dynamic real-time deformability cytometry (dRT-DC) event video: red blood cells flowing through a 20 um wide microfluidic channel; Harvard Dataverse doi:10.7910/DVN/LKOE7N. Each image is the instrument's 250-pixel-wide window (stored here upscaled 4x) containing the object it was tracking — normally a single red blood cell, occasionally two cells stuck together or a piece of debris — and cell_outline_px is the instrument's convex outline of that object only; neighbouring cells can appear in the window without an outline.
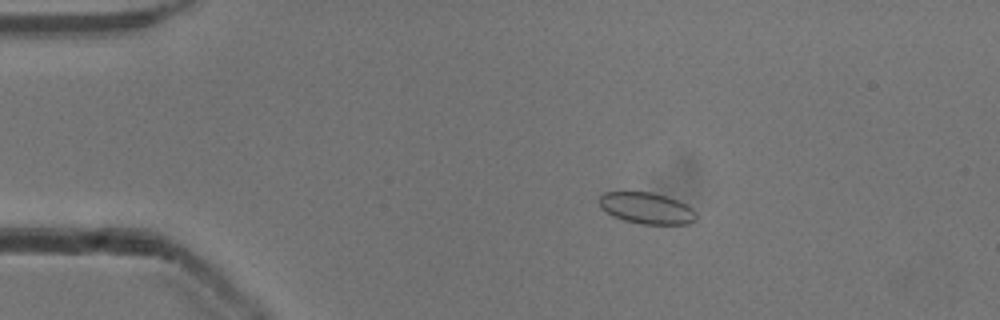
{"species": "common noctule bat (a hibernating species)", "species_latin": "Nyctalus noctula", "temperature_condition": "cold", "stored_images_in_passage": 54, "camera_frame_rate_fps": 3000, "um_per_image_px": 0.085, "animal": {"sex": "male", "body_mass_g": 13.3}, "frame": {"image": 1, "passage_image": 11, "time_ms": 3.333, "image_size_px": [1000, 320], "cell_outline_px": [[696, 220], [692, 224], [640, 224], [624, 220], [612, 216], [600, 208], [600, 196], [604, 192], [652, 192], [676, 200], [692, 208], [696, 212]], "centroid_in_image_um": [54.96, 17.71], "position_along_channel_um": 30.0, "area_um2": 17.69}}
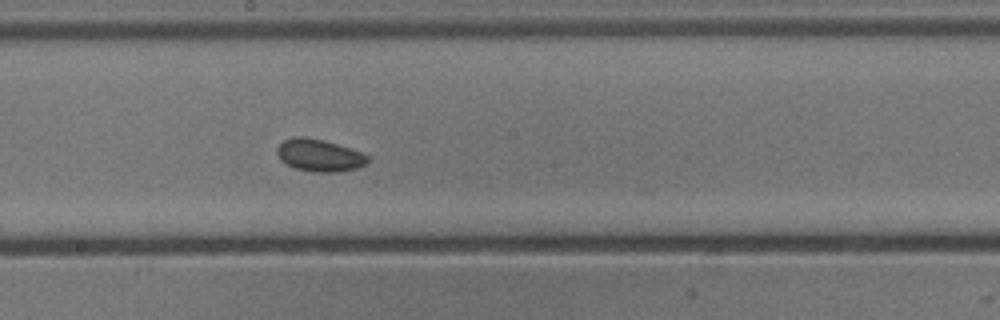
{"frame": {"image": 2, "passage_image": 30, "time_ms": 9.667, "image_size_px": [1000, 320], "cell_outline_px": [[368, 164], [356, 168], [336, 172], [316, 172], [296, 168], [284, 164], [280, 160], [276, 152], [276, 148], [284, 140], [292, 136], [304, 136], [324, 140], [360, 152], [368, 156]], "centroid_in_image_um": [27.1, 13.2], "position_along_channel_um": 221.1, "area_um2": 17.05}}
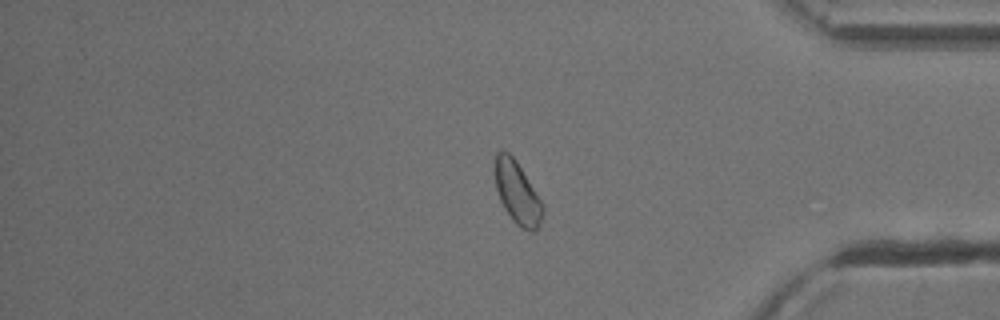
{"frame": {"image": 3, "passage_image": 45, "time_ms": 14.667, "image_size_px": [1000, 320], "cell_outline_px": [[544, 212], [540, 224], [532, 232], [528, 232], [520, 228], [512, 220], [504, 208], [500, 200], [496, 188], [492, 168], [492, 164], [496, 152], [500, 148], [508, 152], [516, 160], [540, 200], [544, 208]], "centroid_in_image_um": [43.91, 16.34], "position_along_channel_um": 391.3, "area_um2": 17.74}, "authors_computed_cell_mechanics": {"area_um2": 17.3111, "velocity_mm_per_s": 3.8834, "shape_relaxation_time_tau1_ms": null, "shape_relaxation_time_tau2_ms": 5.0294, "deformation_change_tau1": null, "deformation_change_tau2": 0.0527}}